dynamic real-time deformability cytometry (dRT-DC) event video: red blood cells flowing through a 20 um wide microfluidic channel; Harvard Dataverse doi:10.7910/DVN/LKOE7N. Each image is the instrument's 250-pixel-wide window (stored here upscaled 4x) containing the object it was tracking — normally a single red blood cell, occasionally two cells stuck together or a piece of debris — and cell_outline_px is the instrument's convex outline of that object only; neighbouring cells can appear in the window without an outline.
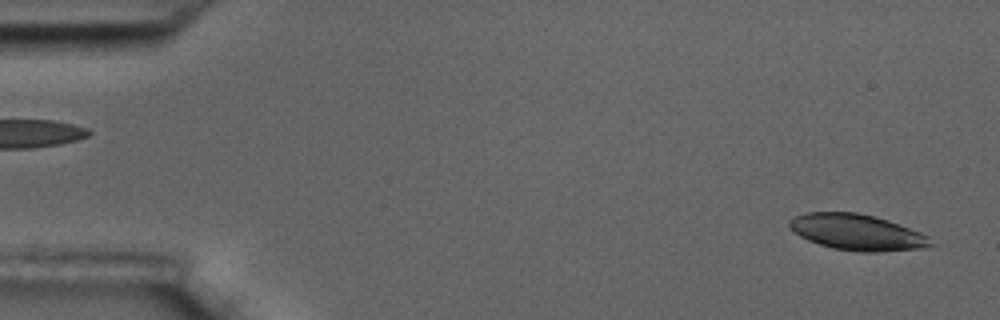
{"species": "common noctule bat (a hibernating species)", "species_latin": "Nyctalus noctula", "temperature_condition": "room temperature", "stored_images_in_passage": 6, "segment_of_instrument_passage": [2, 2], "camera_frame_rate_fps": 3000, "um_per_image_px": 0.085, "animal": {"sex": "male", "body_mass_g": 17.5, "forearm_length_mm": 52.3}, "frame": {"image": 1, "passage_image": 6, "time_ms": 6.0, "image_size_px": [1000, 320], "cell_outline_px": [[932, 244], [924, 248], [880, 252], [860, 252], [832, 248], [808, 240], [800, 236], [788, 228], [788, 220], [804, 212], [856, 212], [876, 216], [888, 220], [920, 232], [928, 236]], "centroid_in_image_um": [72.81, 19.73], "position_along_channel_um": 12.2, "area_um2": 29.71}}